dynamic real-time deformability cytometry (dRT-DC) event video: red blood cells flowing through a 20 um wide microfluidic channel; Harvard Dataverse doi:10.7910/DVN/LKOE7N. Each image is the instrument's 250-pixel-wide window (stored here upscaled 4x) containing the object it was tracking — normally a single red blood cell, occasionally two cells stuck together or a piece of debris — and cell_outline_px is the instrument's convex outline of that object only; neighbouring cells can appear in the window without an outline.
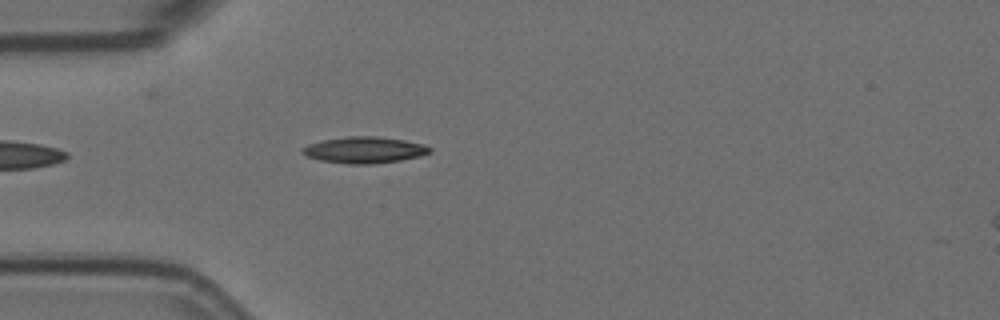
{"species": "Egyptian fruit bat (a non-hibernating species)", "species_latin": "Rousettus aegyptiacus", "temperature_condition": "room temperature", "stored_images_in_passage": 2, "camera_frame_rate_fps": 3000, "um_per_image_px": 0.085, "animal": {"sex": "female"}, "frame": {"image": 1, "passage_image": 2, "time_ms": 0.333, "image_size_px": [1000, 320], "cell_outline_px": [[432, 152], [420, 156], [400, 160], [372, 164], [348, 164], [320, 160], [308, 156], [300, 152], [300, 148], [308, 144], [324, 140], [348, 136], [376, 136], [404, 140], [424, 144], [432, 148]], "centroid_in_image_um": [30.98, 12.74], "position_along_channel_um": 54.0, "area_um2": 19.59}}